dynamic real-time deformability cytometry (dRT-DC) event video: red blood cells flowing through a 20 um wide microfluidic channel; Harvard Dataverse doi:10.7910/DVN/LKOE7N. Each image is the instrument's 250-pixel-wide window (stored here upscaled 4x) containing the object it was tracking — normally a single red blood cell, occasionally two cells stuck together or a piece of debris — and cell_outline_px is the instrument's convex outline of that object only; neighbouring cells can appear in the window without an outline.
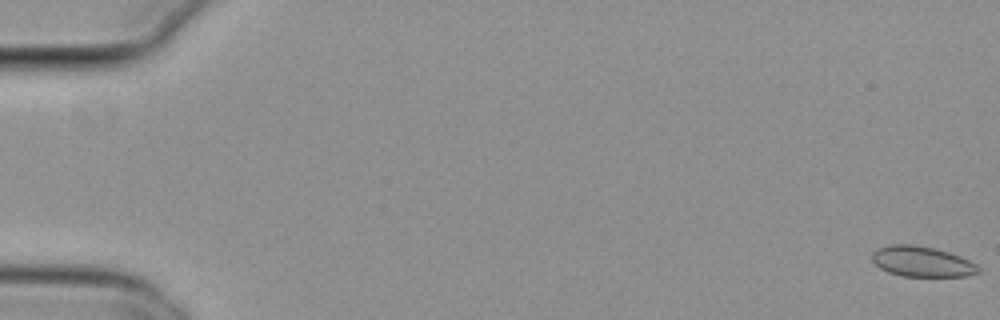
{"species": "common noctule bat (a hibernating species)", "species_latin": "Nyctalus noctula", "temperature_condition": "cold", "stored_images_in_passage": 56, "camera_frame_rate_fps": 3000, "um_per_image_px": 0.085, "animal": {"sex": "female", "body_mass_g": 29.2, "forearm_length_mm": 56.3}, "frame": {"image": 1, "passage_image": 1, "time_ms": 0.0, "image_size_px": [1000, 320], "cell_outline_px": [[984, 272], [968, 276], [900, 276], [888, 272], [880, 268], [872, 260], [872, 252], [876, 248], [888, 244], [912, 244], [936, 248], [960, 256], [984, 268]], "centroid_in_image_um": [78.4, 22.23], "position_along_channel_um": 6.6, "area_um2": 19.25}}
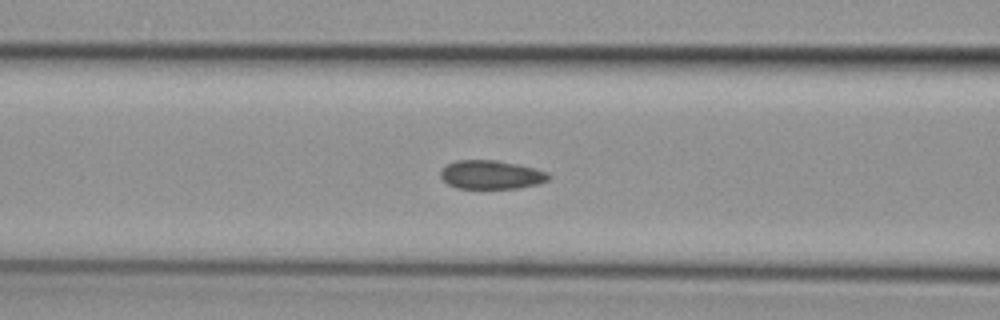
{"frame": {"image": 2, "passage_image": 24, "time_ms": 7.667, "image_size_px": [1000, 320], "cell_outline_px": [[552, 176], [548, 180], [540, 184], [520, 188], [456, 188], [448, 184], [440, 176], [440, 168], [456, 160], [496, 160], [520, 164], [548, 172]], "centroid_in_image_um": [41.78, 14.85], "position_along_channel_um": 124.8, "area_um2": 18.32}}
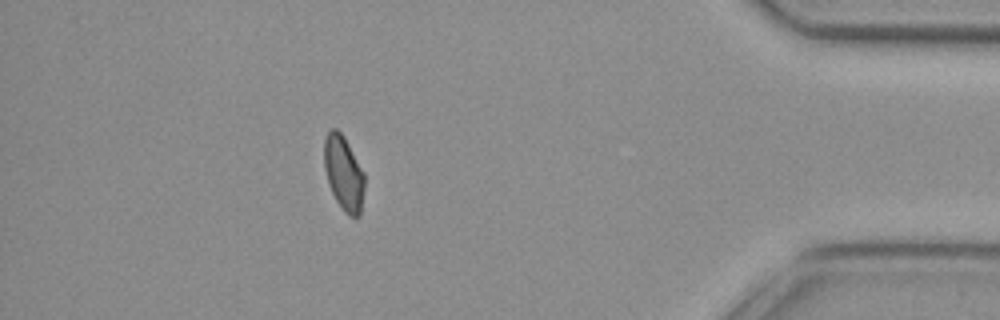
{"frame": {"image": 3, "passage_image": 50, "time_ms": 16.333, "image_size_px": [1000, 320], "cell_outline_px": [[364, 188], [360, 216], [348, 216], [344, 212], [336, 200], [328, 184], [324, 168], [324, 136], [328, 128], [336, 128], [344, 136], [364, 172]], "centroid_in_image_um": [29.19, 14.68], "position_along_channel_um": 406.0, "area_um2": 17.74}, "authors_computed_cell_mechanics": {"area_um2": 18.6983, "velocity_mm_per_s": 3.7811, "shape_relaxation_time_tau1_ms": null, "shape_relaxation_time_tau2_ms": 2.1249, "deformation_change_tau1": null, "deformation_change_tau2": 0.04}}